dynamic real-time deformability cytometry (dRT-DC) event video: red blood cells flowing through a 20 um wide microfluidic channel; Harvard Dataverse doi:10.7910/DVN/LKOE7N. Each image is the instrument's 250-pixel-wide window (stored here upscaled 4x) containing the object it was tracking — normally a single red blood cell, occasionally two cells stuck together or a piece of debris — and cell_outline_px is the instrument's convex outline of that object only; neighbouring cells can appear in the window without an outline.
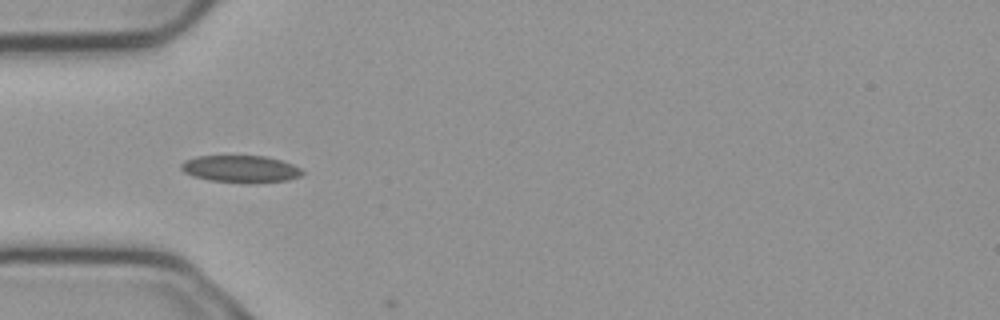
{"species": "common noctule bat (a hibernating species)", "species_latin": "Nyctalus noctula", "temperature_condition": "cold", "stored_images_in_passage": 7, "camera_frame_rate_fps": 3000, "um_per_image_px": 0.085, "animal": {"sex": "male", "body_mass_g": 23.1, "forearm_length_mm": 52.7}, "frame": {"image": 1, "passage_image": 3, "time_ms": 0.667, "image_size_px": [1000, 320], "cell_outline_px": [[304, 172], [300, 176], [288, 180], [244, 184], [208, 180], [192, 176], [184, 172], [180, 168], [180, 164], [184, 160], [196, 156], [264, 156], [280, 160], [292, 164], [300, 168]], "centroid_in_image_um": [20.42, 14.37], "position_along_channel_um": 64.6, "area_um2": 19.36}}
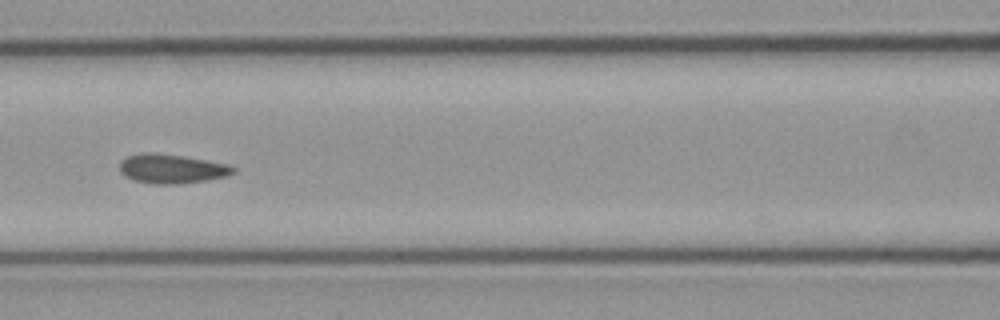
{"frame": {"image": 2, "passage_image": 5, "time_ms": 1.333, "image_size_px": [1000, 320], "cell_outline_px": [[236, 172], [224, 176], [208, 180], [176, 184], [156, 184], [136, 180], [124, 176], [120, 172], [120, 160], [128, 156], [140, 152], [152, 152], [184, 156], [208, 160], [228, 164], [236, 168]], "centroid_in_image_um": [14.59, 14.33], "position_along_channel_um": 152.0, "area_um2": 19.42}}
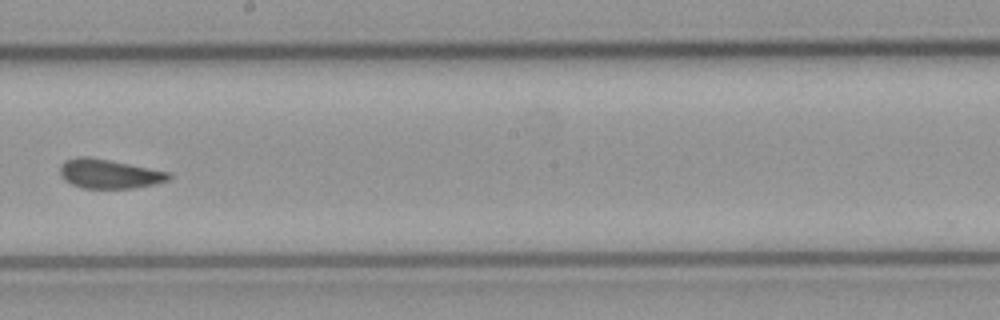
{"frame": {"image": 3, "passage_image": 7, "time_ms": 2.0, "image_size_px": [1000, 320], "cell_outline_px": [[172, 176], [168, 180], [156, 184], [132, 188], [80, 188], [64, 180], [60, 176], [60, 164], [64, 160], [76, 156], [88, 156], [172, 172]], "centroid_in_image_um": [9.26, 14.77], "position_along_channel_um": 238.9, "area_um2": 18.79}}